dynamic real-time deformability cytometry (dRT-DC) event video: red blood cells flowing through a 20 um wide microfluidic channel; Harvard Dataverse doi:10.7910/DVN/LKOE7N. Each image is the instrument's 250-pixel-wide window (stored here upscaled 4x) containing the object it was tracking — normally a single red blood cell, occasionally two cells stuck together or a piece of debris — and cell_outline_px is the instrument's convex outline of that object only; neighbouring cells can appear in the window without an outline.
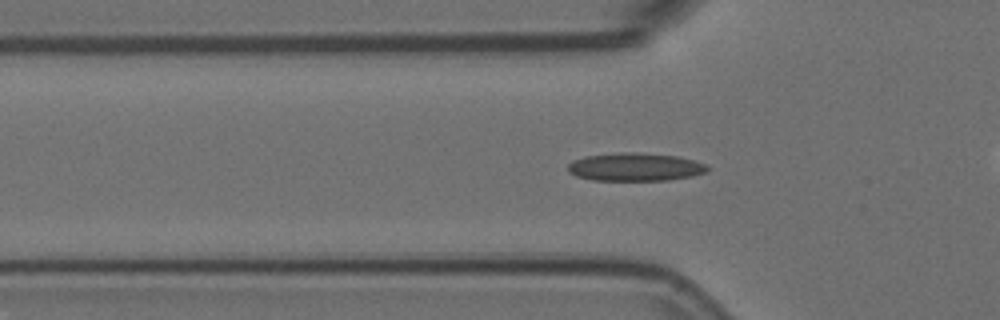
{"species": "Egyptian fruit bat (a non-hibernating species)", "species_latin": "Rousettus aegyptiacus", "temperature_condition": "room temperature", "stored_images_in_passage": 46, "camera_frame_rate_fps": 3000, "um_per_image_px": 0.085, "animal": {"sex": "female"}, "frame": {"image": 1, "passage_image": 13, "time_ms": 4.0, "image_size_px": [1000, 320], "cell_outline_px": [[708, 168], [704, 172], [692, 176], [668, 180], [592, 180], [576, 176], [568, 172], [568, 164], [572, 160], [584, 156], [620, 152], [632, 152], [676, 156], [692, 160], [704, 164]], "centroid_in_image_um": [53.91, 14.19], "position_along_channel_um": 71.9, "area_um2": 22.66}}
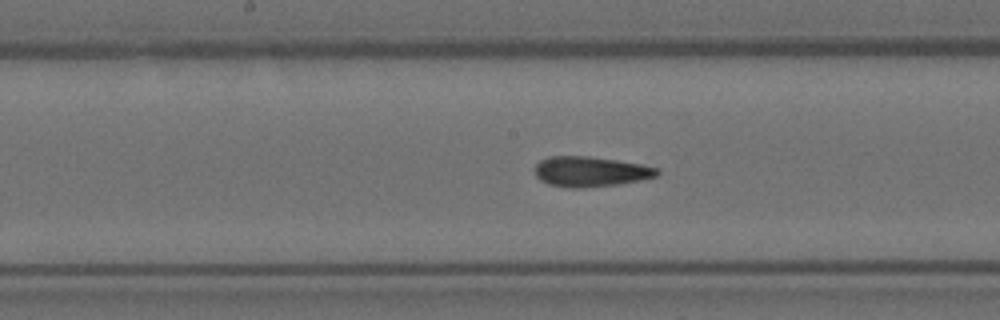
{"frame": {"image": 2, "passage_image": 23, "time_ms": 7.333, "image_size_px": [1000, 320], "cell_outline_px": [[660, 172], [656, 176], [640, 180], [620, 184], [584, 188], [568, 188], [548, 184], [540, 180], [536, 176], [536, 164], [540, 160], [548, 156], [588, 156], [616, 160], [640, 164], [656, 168]], "centroid_in_image_um": [50.16, 14.59], "position_along_channel_um": 198.0, "area_um2": 21.5}}
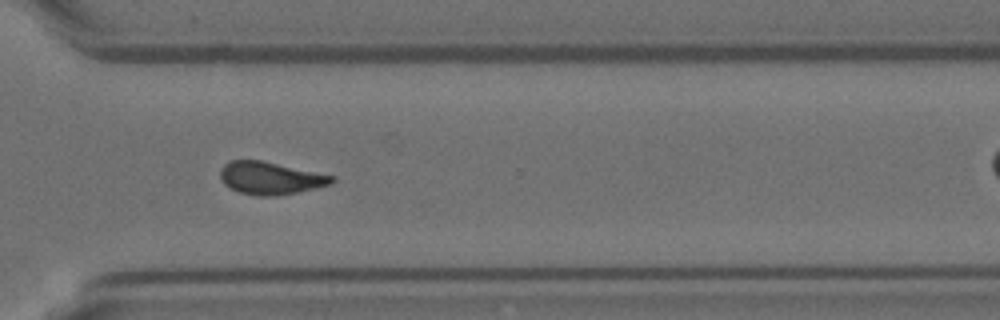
{"frame": {"image": 3, "passage_image": 35, "time_ms": 11.333, "image_size_px": [1000, 320], "cell_outline_px": [[336, 180], [332, 184], [316, 188], [276, 196], [260, 196], [240, 192], [224, 184], [220, 176], [220, 168], [228, 160], [260, 160], [336, 176]], "centroid_in_image_um": [23.0, 15.13], "position_along_channel_um": 347.6, "area_um2": 21.15}, "authors_computed_cell_mechanics": {"area_um2": 21.1548, "velocity_mm_per_s": 3.7579, "shape_relaxation_time_tau1_ms": 5.9059, "shape_relaxation_time_tau2_ms": 1.695, "deformation_change_tau1": 0.1724, "deformation_change_tau2": 0.1}}